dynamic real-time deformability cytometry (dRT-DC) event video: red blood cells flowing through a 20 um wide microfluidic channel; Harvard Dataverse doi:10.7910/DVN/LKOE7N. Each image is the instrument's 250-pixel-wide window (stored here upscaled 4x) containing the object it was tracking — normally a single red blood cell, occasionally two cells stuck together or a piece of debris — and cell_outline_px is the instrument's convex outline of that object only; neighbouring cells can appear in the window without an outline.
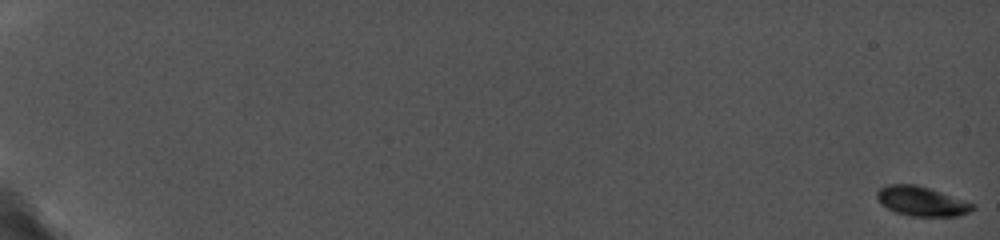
{"species": "common noctule bat (a hibernating species)", "species_latin": "Nyctalus noctula", "temperature_condition": "cold", "stored_images_in_passage": 32, "camera_frame_rate_fps": 5000, "um_per_image_px": 0.085, "animal": {"sex": "female", "body_mass_g": 19.0, "forearm_length_mm": 56.7}, "frame": {"image": 1, "passage_image": 1, "time_ms": 0.0, "image_size_px": [1000, 240], "cell_outline_px": [[976, 208], [968, 212], [956, 216], [908, 216], [896, 212], [880, 204], [876, 196], [876, 192], [880, 188], [888, 184], [916, 184], [976, 204]], "centroid_in_image_um": [78.32, 17.11], "position_along_channel_um": 6.7, "area_um2": 16.42}}
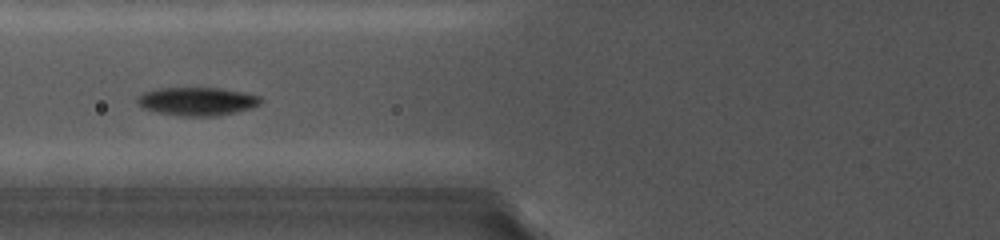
{"frame": {"image": 2, "passage_image": 20, "time_ms": 9.0, "image_size_px": [1000, 240], "cell_outline_px": [[260, 104], [252, 108], [212, 116], [180, 116], [160, 112], [144, 108], [136, 100], [136, 96], [144, 92], [160, 88], [220, 88], [244, 92], [260, 96]], "centroid_in_image_um": [16.75, 8.6], "position_along_channel_um": 109.0, "area_um2": 20.06}}
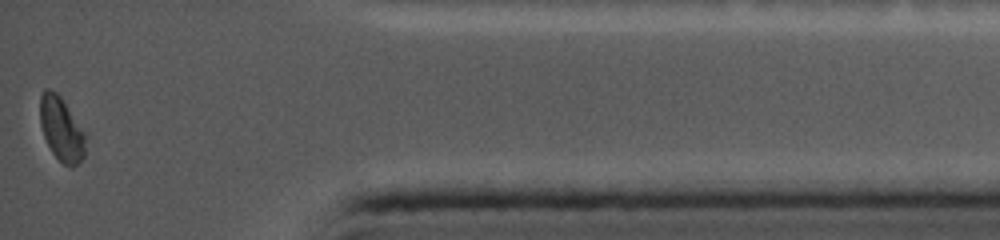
{"frame": {"image": 3, "passage_image": 32, "time_ms": 18.0, "image_size_px": [1000, 240], "cell_outline_px": [[84, 156], [72, 168], [64, 164], [52, 152], [44, 136], [40, 124], [40, 96], [44, 88], [48, 88], [56, 92], [60, 96], [84, 132]], "centroid_in_image_um": [5.18, 10.95], "position_along_channel_um": 430.0, "area_um2": 16.53}, "authors_computed_cell_mechanics": {"area_um2": 17.7157, "velocity_mm_per_s": 3.7657, "shape_relaxation_time_tau1_ms": 1.4015, "shape_relaxation_time_tau2_ms": null, "deformation_change_tau1": 0.0901, "deformation_change_tau2": null}}